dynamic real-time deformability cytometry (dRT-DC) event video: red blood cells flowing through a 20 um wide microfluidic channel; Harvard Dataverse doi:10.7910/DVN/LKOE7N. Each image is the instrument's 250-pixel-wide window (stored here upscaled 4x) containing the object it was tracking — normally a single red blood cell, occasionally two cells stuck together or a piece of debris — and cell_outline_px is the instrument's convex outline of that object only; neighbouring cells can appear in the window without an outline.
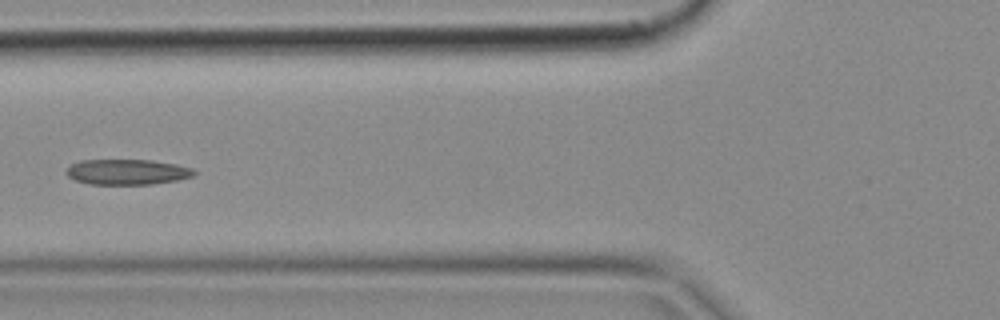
{"species": "common noctule bat (a hibernating species)", "species_latin": "Nyctalus noctula", "temperature_condition": "cold", "stored_images_in_passage": 5, "camera_frame_rate_fps": 3000, "um_per_image_px": 0.085, "animal": {"sex": "female", "body_mass_g": 18.4}, "frame": {"image": 1, "passage_image": 5, "time_ms": 1.333, "image_size_px": [1000, 320], "cell_outline_px": [[196, 172], [192, 176], [176, 180], [152, 184], [88, 184], [76, 180], [68, 176], [64, 172], [72, 164], [80, 160], [152, 160], [176, 164], [192, 168]], "centroid_in_image_um": [10.79, 14.61], "position_along_channel_um": 115.0, "area_um2": 18.84}}